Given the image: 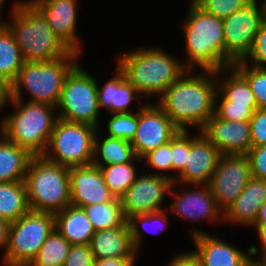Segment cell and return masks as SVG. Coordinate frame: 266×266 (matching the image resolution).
<instances>
[{"mask_svg":"<svg viewBox=\"0 0 266 266\" xmlns=\"http://www.w3.org/2000/svg\"><path fill=\"white\" fill-rule=\"evenodd\" d=\"M225 67L244 61L253 49L257 32L265 22L262 0H251L242 10L222 19Z\"/></svg>","mask_w":266,"mask_h":266,"instance_id":"7c38bea8","label":"cell"},{"mask_svg":"<svg viewBox=\"0 0 266 266\" xmlns=\"http://www.w3.org/2000/svg\"><path fill=\"white\" fill-rule=\"evenodd\" d=\"M138 261L137 258L95 259L93 266H136Z\"/></svg>","mask_w":266,"mask_h":266,"instance_id":"bcb514c9","label":"cell"},{"mask_svg":"<svg viewBox=\"0 0 266 266\" xmlns=\"http://www.w3.org/2000/svg\"><path fill=\"white\" fill-rule=\"evenodd\" d=\"M168 218H170L169 211L165 208L147 214H137L127 220L130 227L131 241L138 254L142 252L144 246V232L153 235L162 233L169 227Z\"/></svg>","mask_w":266,"mask_h":266,"instance_id":"83f0119b","label":"cell"},{"mask_svg":"<svg viewBox=\"0 0 266 266\" xmlns=\"http://www.w3.org/2000/svg\"><path fill=\"white\" fill-rule=\"evenodd\" d=\"M2 107H3V104L0 102V134H1V129H2Z\"/></svg>","mask_w":266,"mask_h":266,"instance_id":"db71d44e","label":"cell"},{"mask_svg":"<svg viewBox=\"0 0 266 266\" xmlns=\"http://www.w3.org/2000/svg\"><path fill=\"white\" fill-rule=\"evenodd\" d=\"M94 260L90 245H72L63 266H93Z\"/></svg>","mask_w":266,"mask_h":266,"instance_id":"b9f144b4","label":"cell"},{"mask_svg":"<svg viewBox=\"0 0 266 266\" xmlns=\"http://www.w3.org/2000/svg\"><path fill=\"white\" fill-rule=\"evenodd\" d=\"M179 131L155 101H147L138 110V125L130 142L135 156L142 159L153 149L171 141Z\"/></svg>","mask_w":266,"mask_h":266,"instance_id":"5bb4252c","label":"cell"},{"mask_svg":"<svg viewBox=\"0 0 266 266\" xmlns=\"http://www.w3.org/2000/svg\"><path fill=\"white\" fill-rule=\"evenodd\" d=\"M208 14L224 19L235 11L242 10L251 0H192Z\"/></svg>","mask_w":266,"mask_h":266,"instance_id":"f35d334b","label":"cell"},{"mask_svg":"<svg viewBox=\"0 0 266 266\" xmlns=\"http://www.w3.org/2000/svg\"><path fill=\"white\" fill-rule=\"evenodd\" d=\"M24 181L30 210L56 214L71 205L68 167L33 156Z\"/></svg>","mask_w":266,"mask_h":266,"instance_id":"52a82bcc","label":"cell"},{"mask_svg":"<svg viewBox=\"0 0 266 266\" xmlns=\"http://www.w3.org/2000/svg\"><path fill=\"white\" fill-rule=\"evenodd\" d=\"M190 151V132L180 130L172 139V182L183 172Z\"/></svg>","mask_w":266,"mask_h":266,"instance_id":"74e56055","label":"cell"},{"mask_svg":"<svg viewBox=\"0 0 266 266\" xmlns=\"http://www.w3.org/2000/svg\"><path fill=\"white\" fill-rule=\"evenodd\" d=\"M169 195L172 202L167 206L169 213L176 215L181 222L191 223L189 236L207 233L194 223L206 221L215 225L224 223V213L219 209L208 185H185L172 182ZM217 223V224H216Z\"/></svg>","mask_w":266,"mask_h":266,"instance_id":"8fae6325","label":"cell"},{"mask_svg":"<svg viewBox=\"0 0 266 266\" xmlns=\"http://www.w3.org/2000/svg\"><path fill=\"white\" fill-rule=\"evenodd\" d=\"M182 26L187 70L219 71L225 68V40L223 21L206 13L192 0Z\"/></svg>","mask_w":266,"mask_h":266,"instance_id":"3957f363","label":"cell"},{"mask_svg":"<svg viewBox=\"0 0 266 266\" xmlns=\"http://www.w3.org/2000/svg\"><path fill=\"white\" fill-rule=\"evenodd\" d=\"M217 91L232 105L257 106L246 79L233 67L216 71Z\"/></svg>","mask_w":266,"mask_h":266,"instance_id":"4316f807","label":"cell"},{"mask_svg":"<svg viewBox=\"0 0 266 266\" xmlns=\"http://www.w3.org/2000/svg\"><path fill=\"white\" fill-rule=\"evenodd\" d=\"M11 98V83L0 74V102L4 105Z\"/></svg>","mask_w":266,"mask_h":266,"instance_id":"c3c4849f","label":"cell"},{"mask_svg":"<svg viewBox=\"0 0 266 266\" xmlns=\"http://www.w3.org/2000/svg\"><path fill=\"white\" fill-rule=\"evenodd\" d=\"M106 120L104 131L107 133L102 134L129 142L133 140L138 125V111L109 114Z\"/></svg>","mask_w":266,"mask_h":266,"instance_id":"836d02e7","label":"cell"},{"mask_svg":"<svg viewBox=\"0 0 266 266\" xmlns=\"http://www.w3.org/2000/svg\"><path fill=\"white\" fill-rule=\"evenodd\" d=\"M247 156L252 176L266 180V145L251 147Z\"/></svg>","mask_w":266,"mask_h":266,"instance_id":"7bdbcfd3","label":"cell"},{"mask_svg":"<svg viewBox=\"0 0 266 266\" xmlns=\"http://www.w3.org/2000/svg\"><path fill=\"white\" fill-rule=\"evenodd\" d=\"M44 0H14L13 2H10L13 7H20V6H36L40 2Z\"/></svg>","mask_w":266,"mask_h":266,"instance_id":"f907efd6","label":"cell"},{"mask_svg":"<svg viewBox=\"0 0 266 266\" xmlns=\"http://www.w3.org/2000/svg\"><path fill=\"white\" fill-rule=\"evenodd\" d=\"M262 4H263V9H264V18L266 21V0H262Z\"/></svg>","mask_w":266,"mask_h":266,"instance_id":"11a10c76","label":"cell"},{"mask_svg":"<svg viewBox=\"0 0 266 266\" xmlns=\"http://www.w3.org/2000/svg\"><path fill=\"white\" fill-rule=\"evenodd\" d=\"M244 62L255 67L266 68V21L257 32L253 49Z\"/></svg>","mask_w":266,"mask_h":266,"instance_id":"ab89813d","label":"cell"},{"mask_svg":"<svg viewBox=\"0 0 266 266\" xmlns=\"http://www.w3.org/2000/svg\"><path fill=\"white\" fill-rule=\"evenodd\" d=\"M90 248L94 259L138 258L139 256L133 247L127 221L119 227L95 231Z\"/></svg>","mask_w":266,"mask_h":266,"instance_id":"603a6c76","label":"cell"},{"mask_svg":"<svg viewBox=\"0 0 266 266\" xmlns=\"http://www.w3.org/2000/svg\"><path fill=\"white\" fill-rule=\"evenodd\" d=\"M7 16L8 19L3 18L2 22L12 32L25 61H51L71 51L35 6L13 7L11 4Z\"/></svg>","mask_w":266,"mask_h":266,"instance_id":"5b68a950","label":"cell"},{"mask_svg":"<svg viewBox=\"0 0 266 266\" xmlns=\"http://www.w3.org/2000/svg\"><path fill=\"white\" fill-rule=\"evenodd\" d=\"M193 131L190 132V151L184 170L174 182L208 185L222 154L201 131Z\"/></svg>","mask_w":266,"mask_h":266,"instance_id":"e0dca14e","label":"cell"},{"mask_svg":"<svg viewBox=\"0 0 266 266\" xmlns=\"http://www.w3.org/2000/svg\"><path fill=\"white\" fill-rule=\"evenodd\" d=\"M141 160L142 164H145L143 171L167 177L172 181V140L153 149Z\"/></svg>","mask_w":266,"mask_h":266,"instance_id":"d590c367","label":"cell"},{"mask_svg":"<svg viewBox=\"0 0 266 266\" xmlns=\"http://www.w3.org/2000/svg\"><path fill=\"white\" fill-rule=\"evenodd\" d=\"M98 128L58 118L43 156L65 167L87 166L94 157V137Z\"/></svg>","mask_w":266,"mask_h":266,"instance_id":"30bf717a","label":"cell"},{"mask_svg":"<svg viewBox=\"0 0 266 266\" xmlns=\"http://www.w3.org/2000/svg\"><path fill=\"white\" fill-rule=\"evenodd\" d=\"M250 134L252 147L266 145V109L254 111L250 120Z\"/></svg>","mask_w":266,"mask_h":266,"instance_id":"60d3db41","label":"cell"},{"mask_svg":"<svg viewBox=\"0 0 266 266\" xmlns=\"http://www.w3.org/2000/svg\"><path fill=\"white\" fill-rule=\"evenodd\" d=\"M79 1V2H78ZM80 0H44L35 7L44 15L55 35L71 50L83 52L82 37L78 34Z\"/></svg>","mask_w":266,"mask_h":266,"instance_id":"2e32d148","label":"cell"},{"mask_svg":"<svg viewBox=\"0 0 266 266\" xmlns=\"http://www.w3.org/2000/svg\"><path fill=\"white\" fill-rule=\"evenodd\" d=\"M81 65L79 62L65 79L56 107L58 117L99 128L104 125L97 98V78Z\"/></svg>","mask_w":266,"mask_h":266,"instance_id":"ba28073f","label":"cell"},{"mask_svg":"<svg viewBox=\"0 0 266 266\" xmlns=\"http://www.w3.org/2000/svg\"><path fill=\"white\" fill-rule=\"evenodd\" d=\"M124 50L117 51L115 64L146 101L159 98L187 70L181 58L158 45Z\"/></svg>","mask_w":266,"mask_h":266,"instance_id":"7a4b0ae2","label":"cell"},{"mask_svg":"<svg viewBox=\"0 0 266 266\" xmlns=\"http://www.w3.org/2000/svg\"><path fill=\"white\" fill-rule=\"evenodd\" d=\"M251 177L247 155H221L208 187L223 213L242 193Z\"/></svg>","mask_w":266,"mask_h":266,"instance_id":"4fadbf2b","label":"cell"},{"mask_svg":"<svg viewBox=\"0 0 266 266\" xmlns=\"http://www.w3.org/2000/svg\"><path fill=\"white\" fill-rule=\"evenodd\" d=\"M232 66L246 79L258 109H266V68L255 67L244 61H237Z\"/></svg>","mask_w":266,"mask_h":266,"instance_id":"e575fe53","label":"cell"},{"mask_svg":"<svg viewBox=\"0 0 266 266\" xmlns=\"http://www.w3.org/2000/svg\"><path fill=\"white\" fill-rule=\"evenodd\" d=\"M30 210L25 181L0 183V217L10 223Z\"/></svg>","mask_w":266,"mask_h":266,"instance_id":"f1b7e54d","label":"cell"},{"mask_svg":"<svg viewBox=\"0 0 266 266\" xmlns=\"http://www.w3.org/2000/svg\"><path fill=\"white\" fill-rule=\"evenodd\" d=\"M33 155L0 134V183L24 181Z\"/></svg>","mask_w":266,"mask_h":266,"instance_id":"d4e9b609","label":"cell"},{"mask_svg":"<svg viewBox=\"0 0 266 266\" xmlns=\"http://www.w3.org/2000/svg\"><path fill=\"white\" fill-rule=\"evenodd\" d=\"M10 222L0 217V251L1 257L4 255L8 246Z\"/></svg>","mask_w":266,"mask_h":266,"instance_id":"7dc6e473","label":"cell"},{"mask_svg":"<svg viewBox=\"0 0 266 266\" xmlns=\"http://www.w3.org/2000/svg\"><path fill=\"white\" fill-rule=\"evenodd\" d=\"M7 0H0V21H2L4 15L2 14L3 13V8H6L5 5L7 4ZM5 3V5H4ZM3 15V16H2Z\"/></svg>","mask_w":266,"mask_h":266,"instance_id":"f5cc1de1","label":"cell"},{"mask_svg":"<svg viewBox=\"0 0 266 266\" xmlns=\"http://www.w3.org/2000/svg\"><path fill=\"white\" fill-rule=\"evenodd\" d=\"M142 160L135 157L131 162L121 164H109L99 167L104 182L109 188L110 193L120 199L127 189L134 183L140 174L141 168L138 169V164Z\"/></svg>","mask_w":266,"mask_h":266,"instance_id":"f546056e","label":"cell"},{"mask_svg":"<svg viewBox=\"0 0 266 266\" xmlns=\"http://www.w3.org/2000/svg\"><path fill=\"white\" fill-rule=\"evenodd\" d=\"M216 94V71L186 70L155 102L180 130L201 131L215 113Z\"/></svg>","mask_w":266,"mask_h":266,"instance_id":"6da1fadb","label":"cell"},{"mask_svg":"<svg viewBox=\"0 0 266 266\" xmlns=\"http://www.w3.org/2000/svg\"><path fill=\"white\" fill-rule=\"evenodd\" d=\"M71 246L72 245L54 229L29 266H63Z\"/></svg>","mask_w":266,"mask_h":266,"instance_id":"d6a6232c","label":"cell"},{"mask_svg":"<svg viewBox=\"0 0 266 266\" xmlns=\"http://www.w3.org/2000/svg\"><path fill=\"white\" fill-rule=\"evenodd\" d=\"M171 185L172 181L167 177L142 170L120 198L126 220L137 214H147L167 208L164 203L169 196Z\"/></svg>","mask_w":266,"mask_h":266,"instance_id":"9a60e30c","label":"cell"},{"mask_svg":"<svg viewBox=\"0 0 266 266\" xmlns=\"http://www.w3.org/2000/svg\"><path fill=\"white\" fill-rule=\"evenodd\" d=\"M25 60L12 32L0 21V74L12 83Z\"/></svg>","mask_w":266,"mask_h":266,"instance_id":"4dcf8cb0","label":"cell"},{"mask_svg":"<svg viewBox=\"0 0 266 266\" xmlns=\"http://www.w3.org/2000/svg\"><path fill=\"white\" fill-rule=\"evenodd\" d=\"M191 239L195 250H190L200 266H244L251 259L249 248L247 251L241 250L234 243L216 237L211 232Z\"/></svg>","mask_w":266,"mask_h":266,"instance_id":"44dd1931","label":"cell"},{"mask_svg":"<svg viewBox=\"0 0 266 266\" xmlns=\"http://www.w3.org/2000/svg\"><path fill=\"white\" fill-rule=\"evenodd\" d=\"M9 106L13 107L10 113L2 112L1 134L33 156L43 155L59 118L56 107L9 99L3 105L2 111H6Z\"/></svg>","mask_w":266,"mask_h":266,"instance_id":"277c9868","label":"cell"},{"mask_svg":"<svg viewBox=\"0 0 266 266\" xmlns=\"http://www.w3.org/2000/svg\"><path fill=\"white\" fill-rule=\"evenodd\" d=\"M99 127L94 137V157L92 164L103 167L109 164L131 162L136 156L131 143L124 139L101 136Z\"/></svg>","mask_w":266,"mask_h":266,"instance_id":"484cf974","label":"cell"},{"mask_svg":"<svg viewBox=\"0 0 266 266\" xmlns=\"http://www.w3.org/2000/svg\"><path fill=\"white\" fill-rule=\"evenodd\" d=\"M257 106L232 105L218 91L215 98V115L222 120L250 122Z\"/></svg>","mask_w":266,"mask_h":266,"instance_id":"8d00e7d4","label":"cell"},{"mask_svg":"<svg viewBox=\"0 0 266 266\" xmlns=\"http://www.w3.org/2000/svg\"><path fill=\"white\" fill-rule=\"evenodd\" d=\"M115 66V71H112L113 76L104 84H99L100 80L97 79L96 90L100 113L102 110L108 111L109 114L140 110L147 102L146 99L126 80L125 74L117 64ZM132 105L137 108L133 110Z\"/></svg>","mask_w":266,"mask_h":266,"instance_id":"ffe728a7","label":"cell"},{"mask_svg":"<svg viewBox=\"0 0 266 266\" xmlns=\"http://www.w3.org/2000/svg\"><path fill=\"white\" fill-rule=\"evenodd\" d=\"M95 231L122 226L127 220L123 214L121 200L88 205L83 207Z\"/></svg>","mask_w":266,"mask_h":266,"instance_id":"1f68e13d","label":"cell"},{"mask_svg":"<svg viewBox=\"0 0 266 266\" xmlns=\"http://www.w3.org/2000/svg\"><path fill=\"white\" fill-rule=\"evenodd\" d=\"M80 59L78 52L70 51L66 56L51 61H25L11 83L10 99L57 107L65 79ZM24 94L29 97L25 99Z\"/></svg>","mask_w":266,"mask_h":266,"instance_id":"8992f818","label":"cell"},{"mask_svg":"<svg viewBox=\"0 0 266 266\" xmlns=\"http://www.w3.org/2000/svg\"><path fill=\"white\" fill-rule=\"evenodd\" d=\"M201 132L222 155H247L252 147L250 122L222 120L214 114Z\"/></svg>","mask_w":266,"mask_h":266,"instance_id":"ac0fdd59","label":"cell"},{"mask_svg":"<svg viewBox=\"0 0 266 266\" xmlns=\"http://www.w3.org/2000/svg\"><path fill=\"white\" fill-rule=\"evenodd\" d=\"M254 224H266V201L262 203Z\"/></svg>","mask_w":266,"mask_h":266,"instance_id":"681fc988","label":"cell"},{"mask_svg":"<svg viewBox=\"0 0 266 266\" xmlns=\"http://www.w3.org/2000/svg\"><path fill=\"white\" fill-rule=\"evenodd\" d=\"M54 229V214L46 212L29 210L11 222L8 246L0 257L1 266H29Z\"/></svg>","mask_w":266,"mask_h":266,"instance_id":"9c48e42d","label":"cell"},{"mask_svg":"<svg viewBox=\"0 0 266 266\" xmlns=\"http://www.w3.org/2000/svg\"><path fill=\"white\" fill-rule=\"evenodd\" d=\"M54 217L55 229L71 245H90L95 230L83 208L69 205Z\"/></svg>","mask_w":266,"mask_h":266,"instance_id":"cb8c5ba5","label":"cell"},{"mask_svg":"<svg viewBox=\"0 0 266 266\" xmlns=\"http://www.w3.org/2000/svg\"><path fill=\"white\" fill-rule=\"evenodd\" d=\"M244 266H266V263L250 259L249 261L246 262Z\"/></svg>","mask_w":266,"mask_h":266,"instance_id":"816d5d0a","label":"cell"},{"mask_svg":"<svg viewBox=\"0 0 266 266\" xmlns=\"http://www.w3.org/2000/svg\"><path fill=\"white\" fill-rule=\"evenodd\" d=\"M71 205L86 207L112 201L115 197L104 182L99 167L90 164L69 168Z\"/></svg>","mask_w":266,"mask_h":266,"instance_id":"d6986e66","label":"cell"},{"mask_svg":"<svg viewBox=\"0 0 266 266\" xmlns=\"http://www.w3.org/2000/svg\"><path fill=\"white\" fill-rule=\"evenodd\" d=\"M250 229L256 232L258 242L260 243V247H257L255 244H251L248 247L250 257L251 259L266 263V224H254Z\"/></svg>","mask_w":266,"mask_h":266,"instance_id":"ee69618b","label":"cell"},{"mask_svg":"<svg viewBox=\"0 0 266 266\" xmlns=\"http://www.w3.org/2000/svg\"><path fill=\"white\" fill-rule=\"evenodd\" d=\"M172 256L165 266H200L198 259L190 250L177 252Z\"/></svg>","mask_w":266,"mask_h":266,"instance_id":"f6af8a7d","label":"cell"},{"mask_svg":"<svg viewBox=\"0 0 266 266\" xmlns=\"http://www.w3.org/2000/svg\"><path fill=\"white\" fill-rule=\"evenodd\" d=\"M264 201H266V180L252 176L242 193L224 213L223 224L239 228L248 226L250 229Z\"/></svg>","mask_w":266,"mask_h":266,"instance_id":"7402d4cb","label":"cell"}]
</instances>
